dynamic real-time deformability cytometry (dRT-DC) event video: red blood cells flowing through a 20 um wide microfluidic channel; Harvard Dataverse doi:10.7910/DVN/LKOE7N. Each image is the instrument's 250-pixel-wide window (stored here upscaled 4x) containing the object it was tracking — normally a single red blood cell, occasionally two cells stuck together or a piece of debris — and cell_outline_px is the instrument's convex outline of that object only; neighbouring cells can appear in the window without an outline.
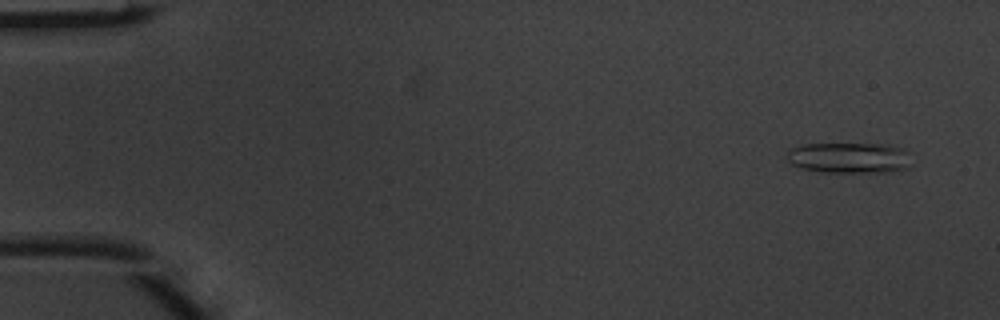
{"species": "common noctule bat (a hibernating species)", "species_latin": "Nyctalus noctula", "temperature_condition": "warm", "stored_images_in_passage": 3, "camera_frame_rate_fps": 3000, "um_per_image_px": 0.085, "animal": {"sex": "male", "body_mass_g": 20.1, "forearm_length_mm": 53.5}, "frame": {"image": 1, "passage_image": 1, "time_ms": 0.0, "image_size_px": [1000, 320], "cell_outline_px": [[908, 168], [892, 172], [824, 172], [800, 168], [792, 164], [788, 160], [788, 152], [792, 148], [804, 144], [880, 144], [908, 148]], "centroid_in_image_um": [72.21, 13.41], "position_along_channel_um": 12.8, "area_um2": 22.31}}